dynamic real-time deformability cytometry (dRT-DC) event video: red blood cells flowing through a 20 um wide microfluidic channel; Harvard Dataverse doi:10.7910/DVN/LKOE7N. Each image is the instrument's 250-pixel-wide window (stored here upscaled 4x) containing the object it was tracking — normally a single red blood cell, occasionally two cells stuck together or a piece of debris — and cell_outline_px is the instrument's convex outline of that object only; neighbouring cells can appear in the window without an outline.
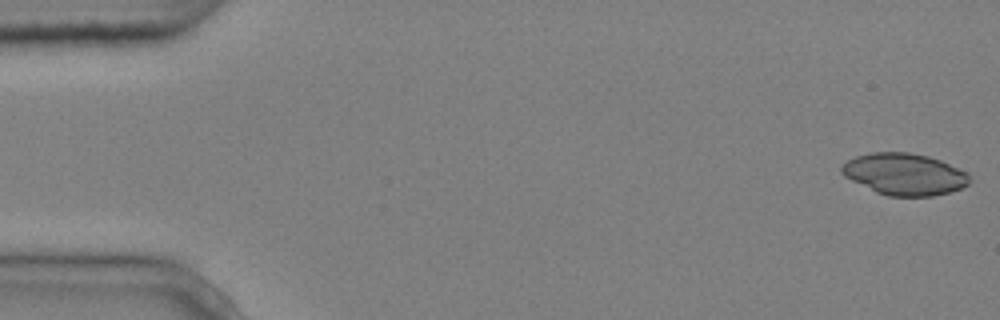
{"species": "common noctule bat (a hibernating species)", "species_latin": "Nyctalus noctula", "temperature_condition": "cold", "stored_images_in_passage": 5, "camera_frame_rate_fps": 3000, "um_per_image_px": 0.085, "animal": {"sex": "male", "body_mass_g": 20.4}, "frame": {"image": 1, "passage_image": 1, "time_ms": 0.0, "image_size_px": [1000, 320], "cell_outline_px": [[972, 180], [968, 184], [960, 188], [948, 192], [932, 196], [888, 196], [876, 192], [844, 176], [840, 172], [840, 168], [848, 160], [856, 156], [872, 152], [908, 152], [928, 156], [940, 160], [968, 172]], "centroid_in_image_um": [76.89, 14.8], "position_along_channel_um": 8.1, "area_um2": 31.04}}